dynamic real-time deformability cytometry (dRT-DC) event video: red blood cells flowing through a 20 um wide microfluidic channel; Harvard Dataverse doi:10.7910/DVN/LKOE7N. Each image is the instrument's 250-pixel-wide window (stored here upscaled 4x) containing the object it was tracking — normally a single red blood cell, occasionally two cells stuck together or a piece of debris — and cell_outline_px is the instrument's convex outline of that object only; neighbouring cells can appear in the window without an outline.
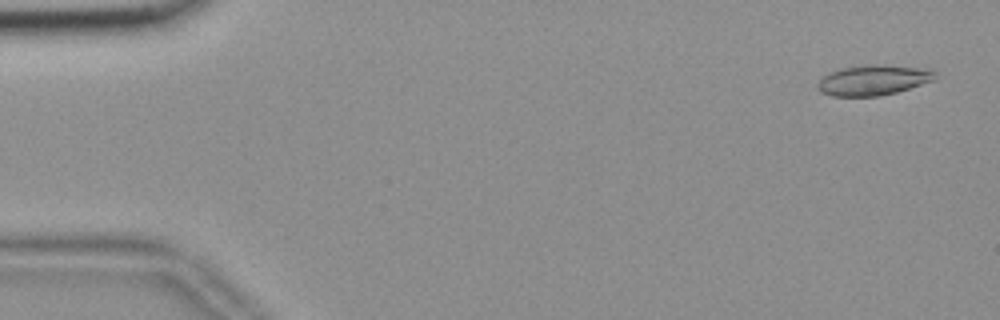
{"species": "common noctule bat (a hibernating species)", "species_latin": "Nyctalus noctula", "temperature_condition": "room temperature", "stored_images_in_passage": 56, "camera_frame_rate_fps": 3000, "um_per_image_px": 0.085, "animal": {"sex": "female", "body_mass_g": 18.4}, "frame": {"image": 1, "passage_image": 3, "time_ms": 0.667, "image_size_px": [1000, 320], "cell_outline_px": [[936, 80], [896, 92], [880, 96], [832, 96], [820, 92], [816, 88], [816, 84], [824, 76], [840, 68], [864, 64], [880, 64], [932, 68], [936, 72]], "centroid_in_image_um": [74.27, 6.79], "position_along_channel_um": 10.7, "area_um2": 21.15}}
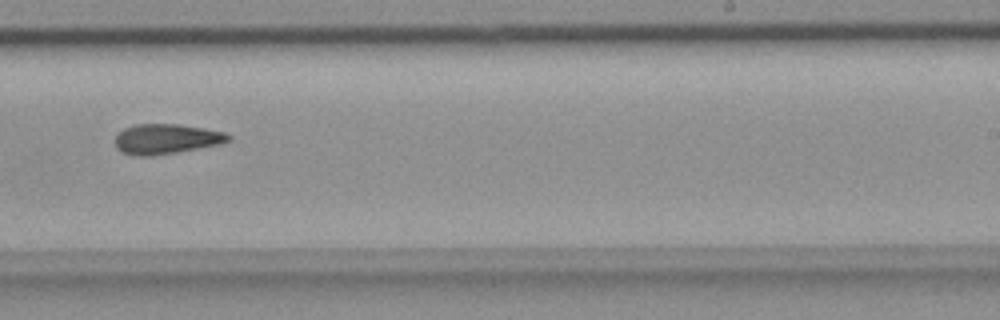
{"frame": {"image": 2, "passage_image": 35, "time_ms": 11.333, "image_size_px": [1000, 320], "cell_outline_px": [[232, 140], [220, 144], [176, 152], [152, 156], [136, 156], [124, 152], [116, 148], [116, 136], [124, 128], [136, 124], [180, 124], [204, 128], [224, 132], [232, 136]], "centroid_in_image_um": [14.16, 11.8], "position_along_channel_um": 274.8, "area_um2": 19.77}}
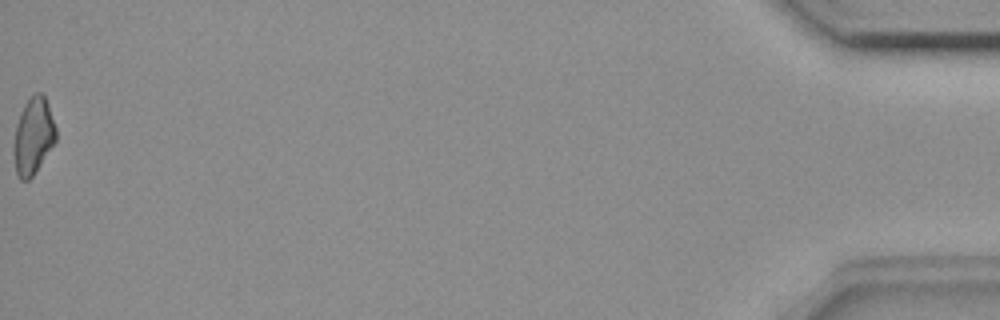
{"frame": {"image": 3, "passage_image": 56, "time_ms": 18.333, "image_size_px": [1000, 320], "cell_outline_px": [[56, 140], [32, 176], [28, 180], [20, 180], [16, 172], [12, 152], [12, 144], [16, 124], [20, 112], [24, 104], [36, 92], [40, 92], [44, 96], [48, 104], [56, 128]], "centroid_in_image_um": [2.79, 11.56], "position_along_channel_um": 432.4, "area_um2": 18.84}, "authors_computed_cell_mechanics": {"area_um2": 19.7387, "velocity_mm_per_s": 3.692, "shape_relaxation_time_tau1_ms": null, "shape_relaxation_time_tau2_ms": 8.8336, "deformation_change_tau1": null, "deformation_change_tau2": 0.2}}